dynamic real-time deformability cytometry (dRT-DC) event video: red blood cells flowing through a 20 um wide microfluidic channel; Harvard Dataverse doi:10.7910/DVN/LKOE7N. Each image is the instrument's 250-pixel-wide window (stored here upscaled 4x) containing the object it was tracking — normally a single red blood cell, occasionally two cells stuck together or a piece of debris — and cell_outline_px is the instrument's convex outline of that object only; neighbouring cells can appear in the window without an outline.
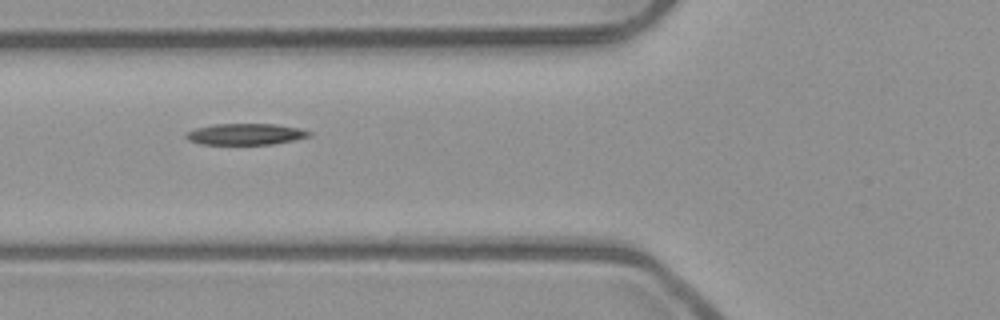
{"species": "common noctule bat (a hibernating species)", "species_latin": "Nyctalus noctula", "temperature_condition": "room temperature", "stored_images_in_passage": 4, "camera_frame_rate_fps": 3000, "um_per_image_px": 0.085, "animal": {"sex": "male", "body_mass_g": 23.1, "forearm_length_mm": 52.7}, "frame": {"image": 1, "passage_image": 2, "time_ms": 0.333, "image_size_px": [1000, 320], "cell_outline_px": [[312, 132], [308, 136], [292, 140], [272, 144], [200, 144], [188, 140], [184, 136], [188, 132], [196, 128], [212, 124], [276, 124], [300, 128]], "centroid_in_image_um": [20.84, 11.4], "position_along_channel_um": 105.0, "area_um2": 15.14}}
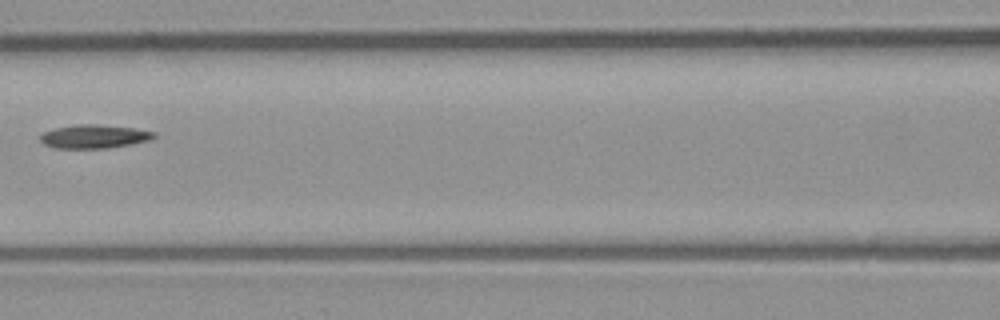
{"frame": {"image": 2, "passage_image": 3, "time_ms": 0.667, "image_size_px": [1000, 320], "cell_outline_px": [[156, 136], [152, 140], [104, 148], [56, 148], [44, 144], [40, 140], [40, 136], [44, 132], [56, 128], [80, 124], [92, 124], [136, 128], [156, 132]], "centroid_in_image_um": [8.03, 11.6], "position_along_channel_um": 158.6, "area_um2": 15.43}}
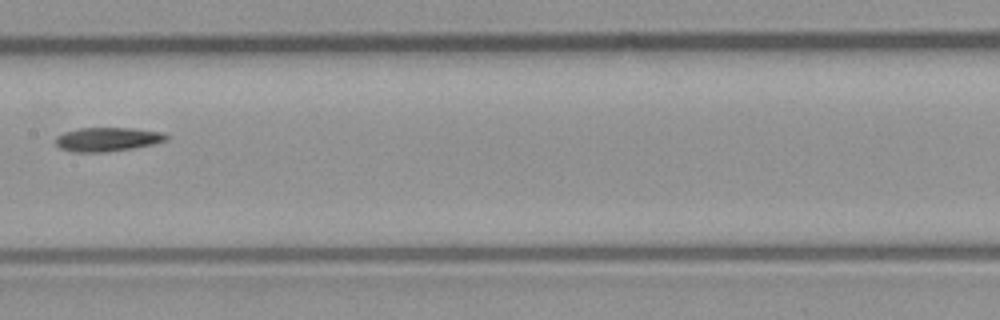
{"frame": {"image": 3, "passage_image": 4, "time_ms": 1.0, "image_size_px": [1000, 320], "cell_outline_px": [[168, 140], [152, 144], [132, 148], [104, 152], [72, 152], [60, 148], [56, 144], [56, 136], [64, 132], [80, 128], [132, 128], [160, 132], [168, 136]], "centroid_in_image_um": [9.1, 11.84], "position_along_channel_um": 198.3, "area_um2": 15.32}}